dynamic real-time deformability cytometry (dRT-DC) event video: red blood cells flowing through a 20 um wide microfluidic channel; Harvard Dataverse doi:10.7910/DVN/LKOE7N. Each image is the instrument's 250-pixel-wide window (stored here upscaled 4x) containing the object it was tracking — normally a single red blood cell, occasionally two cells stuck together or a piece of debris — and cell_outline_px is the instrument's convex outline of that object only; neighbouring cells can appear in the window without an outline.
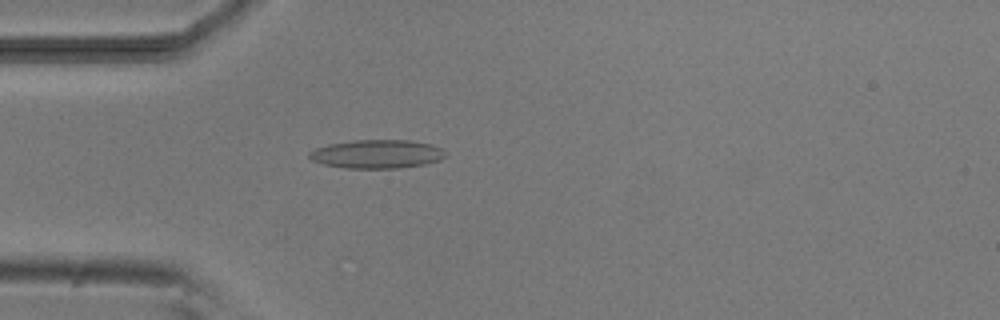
{"species": "common noctule bat (a hibernating species)", "species_latin": "Nyctalus noctula", "temperature_condition": "room temperature", "stored_images_in_passage": 35, "camera_frame_rate_fps": 3000, "um_per_image_px": 0.085, "animal": {"sex": "male", "body_mass_g": 20.5, "forearm_length_mm": 52.5}, "frame": {"image": 1, "passage_image": 2, "time_ms": 0.333, "image_size_px": [1000, 320], "cell_outline_px": [[444, 156], [440, 160], [424, 164], [400, 168], [344, 168], [324, 164], [312, 160], [308, 156], [308, 152], [316, 148], [328, 144], [352, 140], [412, 140], [432, 144], [440, 148], [444, 152]], "centroid_in_image_um": [32.02, 13.09], "position_along_channel_um": 53.0, "area_um2": 22.72}}
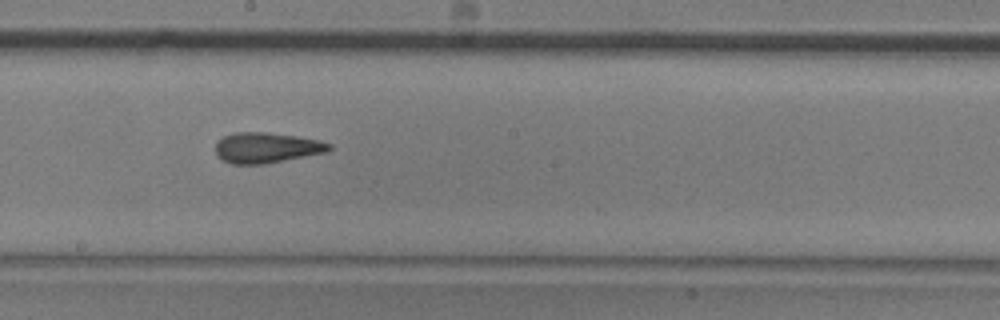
{"frame": {"image": 2, "passage_image": 16, "time_ms": 5.0, "image_size_px": [1000, 320], "cell_outline_px": [[332, 148], [328, 152], [264, 164], [232, 164], [216, 156], [216, 144], [224, 136], [236, 132], [264, 132], [320, 140], [332, 144]], "centroid_in_image_um": [22.67, 12.56], "position_along_channel_um": 225.5, "area_um2": 20.06}}
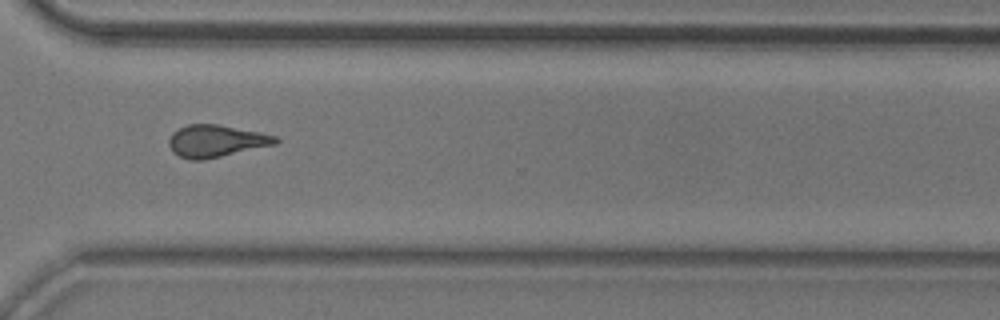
{"frame": {"image": 3, "passage_image": 26, "time_ms": 8.333, "image_size_px": [1000, 320], "cell_outline_px": [[280, 140], [276, 144], [204, 160], [192, 160], [180, 156], [172, 152], [168, 144], [168, 140], [172, 132], [188, 124], [216, 124], [276, 136]], "centroid_in_image_um": [18.32, 11.99], "position_along_channel_um": 352.3, "area_um2": 19.77}, "authors_computed_cell_mechanics": {"area_um2": 19.7676, "velocity_mm_per_s": 3.8088, "shape_relaxation_time_tau1_ms": 8.9457, "shape_relaxation_time_tau2_ms": 2.8725, "deformation_change_tau1": 0.2352, "deformation_change_tau2": 0.1419}}